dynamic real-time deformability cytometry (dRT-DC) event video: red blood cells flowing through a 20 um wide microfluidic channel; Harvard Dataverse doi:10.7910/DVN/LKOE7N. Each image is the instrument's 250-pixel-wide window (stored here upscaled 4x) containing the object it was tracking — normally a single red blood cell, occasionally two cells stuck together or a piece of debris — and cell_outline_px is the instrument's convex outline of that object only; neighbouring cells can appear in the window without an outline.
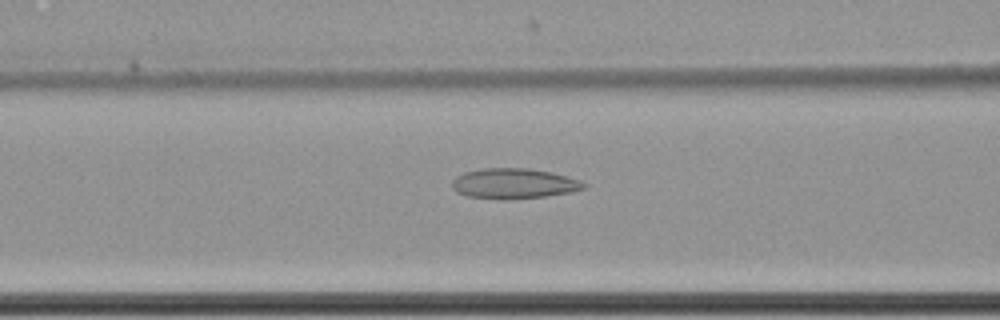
{"species": "common noctule bat (a hibernating species)", "species_latin": "Nyctalus noctula", "temperature_condition": "cold", "stored_images_in_passage": 60, "camera_frame_rate_fps": 3000, "um_per_image_px": 0.085, "animal": {"sex": "female", "body_mass_g": 22.7, "forearm_length_mm": 54.2}, "frame": {"image": 1, "passage_image": 26, "time_ms": 8.333, "image_size_px": [1000, 320], "cell_outline_px": [[588, 188], [572, 192], [544, 196], [508, 200], [500, 200], [468, 196], [456, 192], [452, 188], [452, 180], [456, 176], [464, 172], [480, 168], [528, 168], [552, 172], [580, 180], [588, 184]], "centroid_in_image_um": [43.69, 15.6], "position_along_channel_um": 122.9, "area_um2": 23.64}}
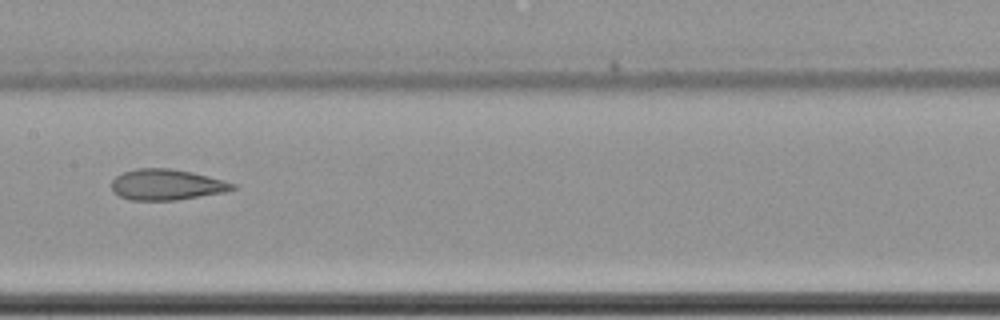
{"frame": {"image": 2, "passage_image": 32, "time_ms": 10.333, "image_size_px": [1000, 320], "cell_outline_px": [[236, 188], [224, 192], [176, 200], [132, 200], [120, 196], [112, 192], [112, 180], [116, 176], [124, 172], [136, 168], [168, 168], [192, 172], [208, 176], [236, 184]], "centroid_in_image_um": [14.14, 15.69], "position_along_channel_um": 193.3, "area_um2": 21.62}}
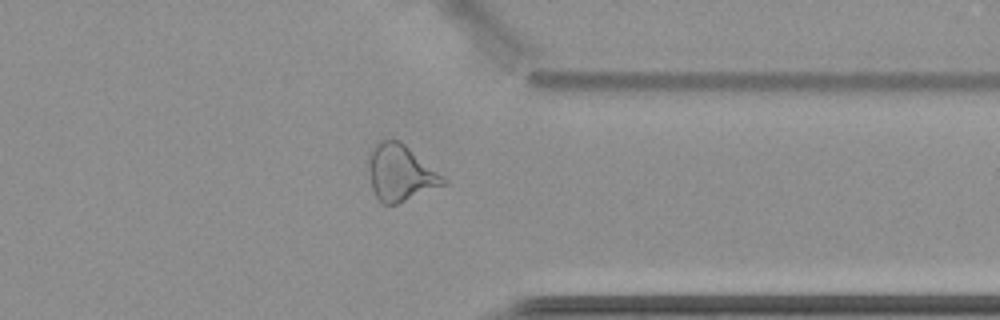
{"frame": {"image": 3, "passage_image": 48, "time_ms": 15.667, "image_size_px": [1000, 320], "cell_outline_px": [[448, 184], [396, 204], [384, 204], [376, 196], [372, 188], [368, 168], [368, 152], [380, 140], [400, 140], [448, 180]], "centroid_in_image_um": [34.04, 14.69], "position_along_channel_um": 377.4, "area_um2": 24.45}, "authors_computed_cell_mechanics": {"area_um2": 27.1082, "velocity_mm_per_s": 3.5109, "shape_relaxation_time_tau1_ms": null, "shape_relaxation_time_tau2_ms": 2.9208, "deformation_change_tau1": null, "deformation_change_tau2": 0.1278}}